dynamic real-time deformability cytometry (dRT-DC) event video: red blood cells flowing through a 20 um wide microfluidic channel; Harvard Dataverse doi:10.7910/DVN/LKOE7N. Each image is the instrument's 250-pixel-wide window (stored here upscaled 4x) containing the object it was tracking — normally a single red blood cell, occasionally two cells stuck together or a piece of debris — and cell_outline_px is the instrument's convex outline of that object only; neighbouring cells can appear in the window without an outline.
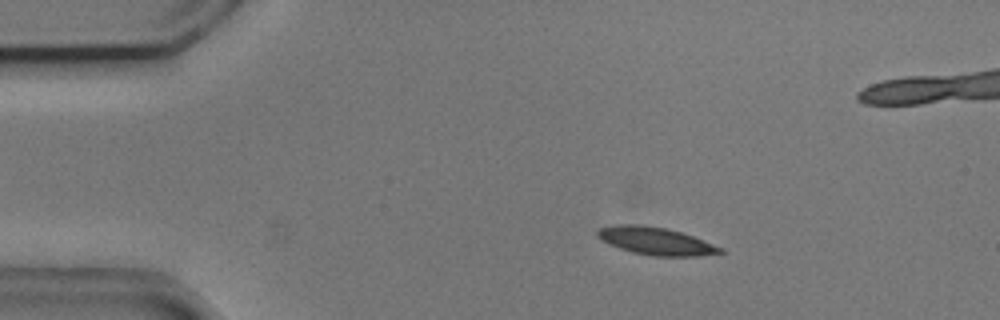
{"species": "common noctule bat (a hibernating species)", "species_latin": "Nyctalus noctula", "temperature_condition": "cold", "stored_images_in_passage": 55, "camera_frame_rate_fps": 3000, "um_per_image_px": 0.085, "animal": {"sex": "male", "body_mass_g": 20.5, "forearm_length_mm": 52.5}, "frame": {"image": 1, "passage_image": 9, "time_ms": 2.667, "image_size_px": [1000, 320], "cell_outline_px": [[724, 252], [700, 256], [652, 256], [632, 252], [620, 248], [596, 236], [596, 232], [600, 228], [616, 224], [644, 224], [664, 228], [680, 232], [692, 236], [724, 248]], "centroid_in_image_um": [55.75, 20.48], "position_along_channel_um": 29.2, "area_um2": 19.59}}
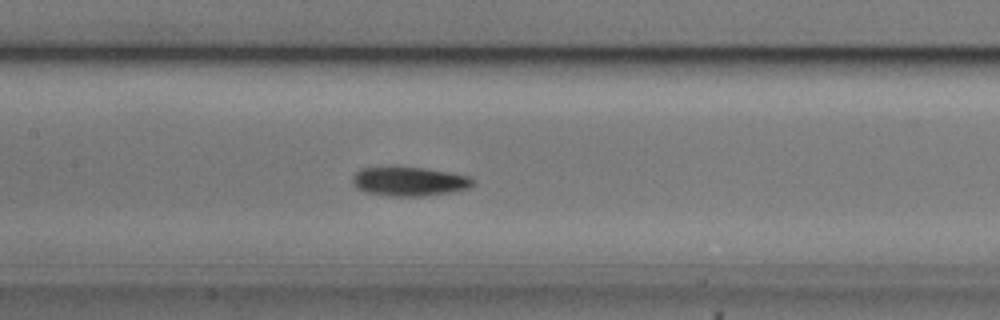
{"frame": {"image": 2, "passage_image": 25, "time_ms": 8.0, "image_size_px": [1000, 320], "cell_outline_px": [[476, 184], [468, 188], [448, 192], [420, 196], [392, 196], [368, 192], [356, 188], [352, 184], [352, 176], [360, 168], [392, 164], [396, 164], [424, 168], [472, 176]], "centroid_in_image_um": [34.74, 15.36], "position_along_channel_um": 172.7, "area_um2": 21.1}}
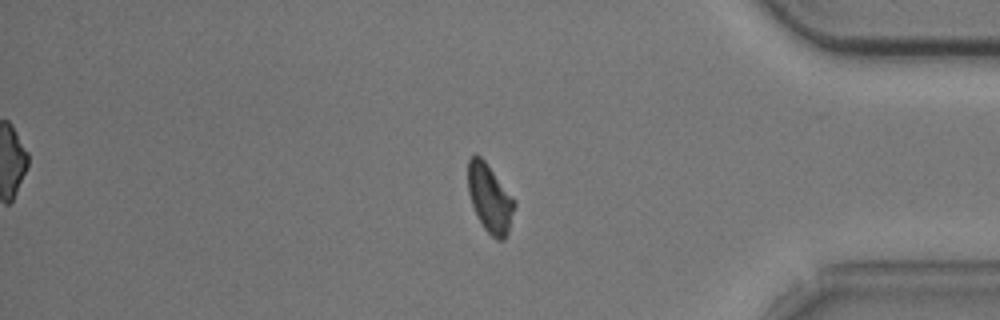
{"frame": {"image": 3, "passage_image": 45, "time_ms": 14.667, "image_size_px": [1000, 320], "cell_outline_px": [[516, 204], [508, 232], [504, 240], [496, 240], [484, 228], [476, 216], [468, 192], [468, 160], [476, 152], [484, 160], [516, 200]], "centroid_in_image_um": [41.64, 16.86], "position_along_channel_um": 393.6, "area_um2": 18.55}, "authors_computed_cell_mechanics": {"area_um2": 19.2474, "velocity_mm_per_s": 3.7007, "shape_relaxation_time_tau1_ms": 3.0329, "shape_relaxation_time_tau2_ms": 8.777, "deformation_change_tau1": 0.1281, "deformation_change_tau2": 0.1338}}